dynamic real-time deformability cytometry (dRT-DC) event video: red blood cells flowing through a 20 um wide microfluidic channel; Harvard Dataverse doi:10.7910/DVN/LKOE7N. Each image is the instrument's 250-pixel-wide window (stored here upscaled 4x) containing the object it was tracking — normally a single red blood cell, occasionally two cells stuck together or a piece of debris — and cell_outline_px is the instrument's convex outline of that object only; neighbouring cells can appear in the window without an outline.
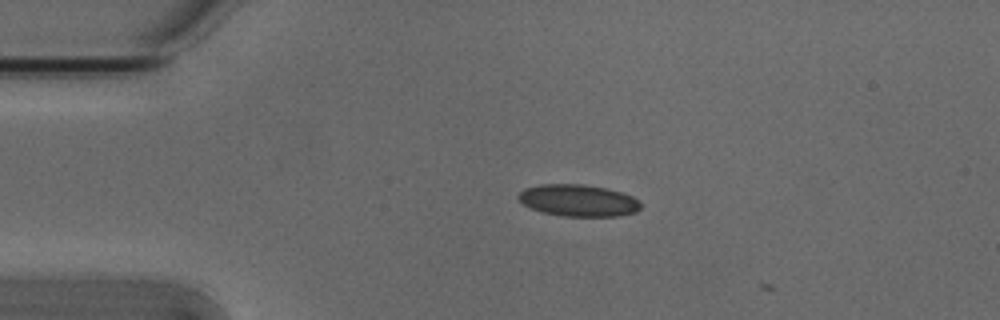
{"species": "Egyptian fruit bat (a non-hibernating species)", "species_latin": "Rousettus aegyptiacus", "temperature_condition": "cold", "stored_images_in_passage": 2, "camera_frame_rate_fps": 3000, "um_per_image_px": 0.085, "animal": {"sex": "male"}, "frame": {"image": 1, "passage_image": 1, "time_ms": 0.0, "image_size_px": [1000, 320], "cell_outline_px": [[640, 208], [636, 212], [620, 216], [564, 216], [540, 212], [524, 204], [516, 196], [524, 188], [540, 184], [580, 184], [608, 188], [632, 196], [640, 204]], "centroid_in_image_um": [49.13, 17.04], "position_along_channel_um": 35.9, "area_um2": 22.66}}